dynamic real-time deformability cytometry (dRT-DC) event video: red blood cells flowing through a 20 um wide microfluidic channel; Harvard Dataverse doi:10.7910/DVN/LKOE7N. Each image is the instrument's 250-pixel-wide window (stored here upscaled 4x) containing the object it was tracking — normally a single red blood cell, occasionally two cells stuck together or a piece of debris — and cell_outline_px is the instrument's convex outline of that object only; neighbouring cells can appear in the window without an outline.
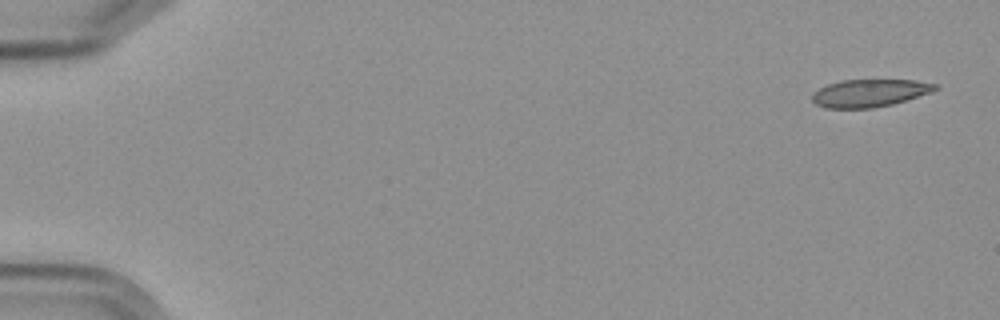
{"species": "Egyptian fruit bat (a non-hibernating species)", "species_latin": "Rousettus aegyptiacus", "temperature_condition": "cold", "stored_images_in_passage": 9, "camera_frame_rate_fps": 3000, "um_per_image_px": 0.085, "frame": {"image": 1, "passage_image": 1, "time_ms": 0.0, "image_size_px": [1000, 320], "cell_outline_px": [[940, 88], [932, 92], [892, 104], [872, 108], [824, 108], [816, 104], [812, 100], [812, 92], [828, 84], [840, 80], [916, 80], [936, 84]], "centroid_in_image_um": [73.91, 7.91], "position_along_channel_um": 11.1, "area_um2": 19.83}}
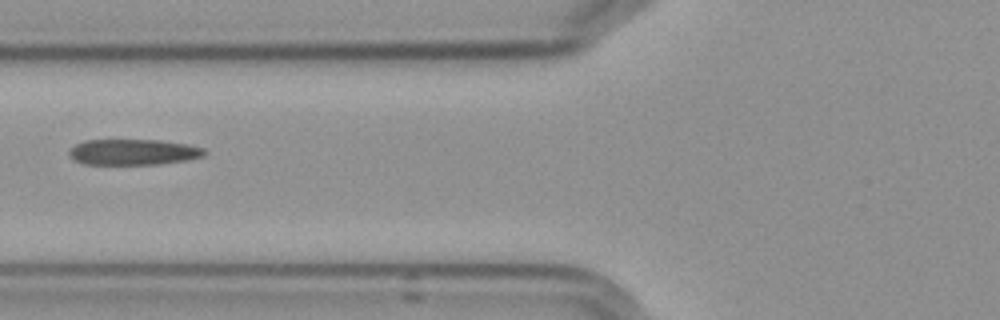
{"frame": {"image": 2, "passage_image": 7, "time_ms": 7.0, "image_size_px": [1000, 320], "cell_outline_px": [[208, 152], [204, 156], [188, 160], [156, 164], [84, 164], [76, 160], [68, 152], [76, 144], [84, 140], [160, 140], [188, 144], [204, 148]], "centroid_in_image_um": [11.39, 12.92], "position_along_channel_um": 114.4, "area_um2": 20.29}}
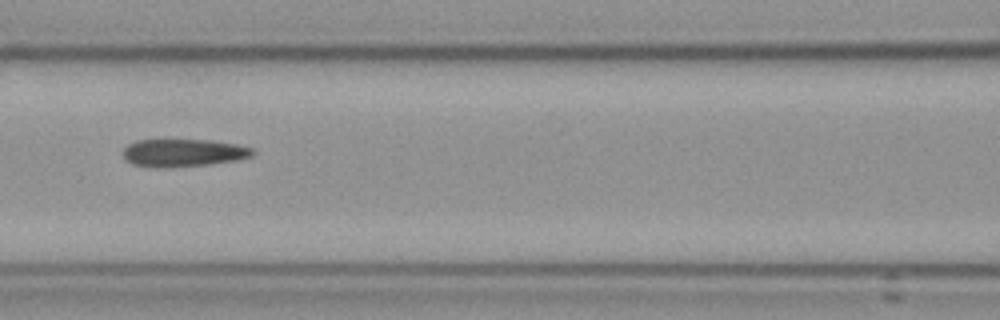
{"frame": {"image": 3, "passage_image": 8, "time_ms": 8.0, "image_size_px": [1000, 320], "cell_outline_px": [[256, 152], [252, 156], [236, 160], [208, 164], [164, 168], [132, 164], [124, 160], [124, 148], [128, 144], [136, 140], [208, 140], [236, 144], [252, 148]], "centroid_in_image_um": [15.57, 12.99], "position_along_channel_um": 151.0, "area_um2": 20.81}}